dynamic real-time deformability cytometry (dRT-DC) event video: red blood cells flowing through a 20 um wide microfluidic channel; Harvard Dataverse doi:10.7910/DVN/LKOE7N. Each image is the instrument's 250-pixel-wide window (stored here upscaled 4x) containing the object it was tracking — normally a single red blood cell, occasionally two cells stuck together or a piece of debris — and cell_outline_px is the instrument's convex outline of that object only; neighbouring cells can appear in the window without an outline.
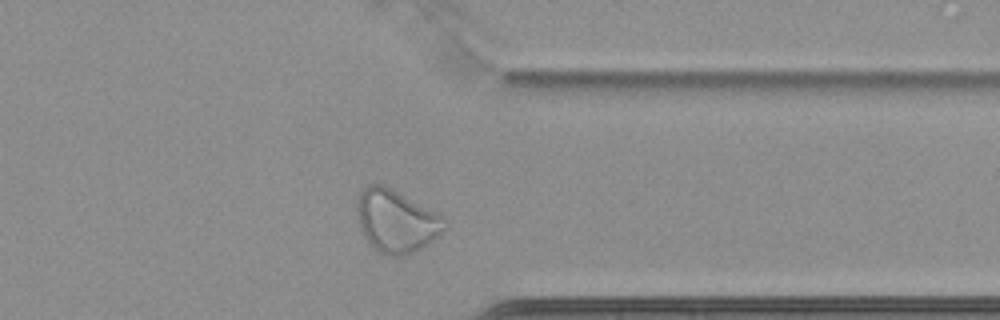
{"species": "common noctule bat (a hibernating species)", "species_latin": "Nyctalus noctula", "temperature_condition": "cold", "stored_images_in_passage": 44, "camera_frame_rate_fps": 3000, "um_per_image_px": 0.085, "animal": {"sex": "female", "body_mass_g": 22.7, "forearm_length_mm": 54.2}, "frame": {"image": 1, "passage_image": 38, "time_ms": 12.333, "image_size_px": [1000, 320], "cell_outline_px": [[448, 228], [428, 244], [416, 252], [404, 256], [392, 256], [376, 252], [372, 248], [360, 232], [356, 208], [356, 200], [360, 192], [368, 184], [384, 184], [392, 188], [444, 216]], "centroid_in_image_um": [33.67, 18.8], "position_along_channel_um": 377.7, "area_um2": 32.71}, "authors_computed_cell_mechanics": {"area_um2": 27.0504, "velocity_mm_per_s": 3.4222, "shape_relaxation_time_tau1_ms": null, "shape_relaxation_time_tau2_ms": 1.3362, "deformation_change_tau1": null, "deformation_change_tau2": 0.0603}}